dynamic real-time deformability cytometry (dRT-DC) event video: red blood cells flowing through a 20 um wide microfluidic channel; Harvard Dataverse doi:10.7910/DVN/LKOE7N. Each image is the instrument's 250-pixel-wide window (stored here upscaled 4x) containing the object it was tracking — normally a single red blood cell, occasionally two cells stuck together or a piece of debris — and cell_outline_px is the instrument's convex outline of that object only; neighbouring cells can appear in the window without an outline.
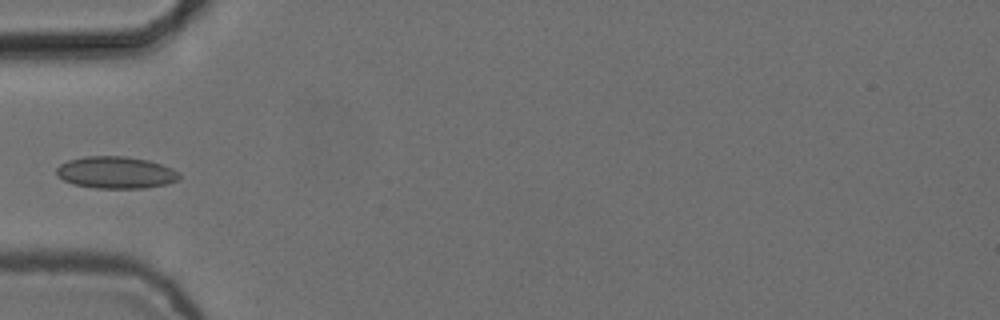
{"species": "common noctule bat (a hibernating species)", "species_latin": "Nyctalus noctula", "temperature_condition": "cold", "stored_images_in_passage": 6, "camera_frame_rate_fps": 3000, "um_per_image_px": 0.085, "animal": {"sex": "female", "body_mass_g": 24.6, "forearm_length_mm": 56.2}, "frame": {"image": 1, "passage_image": 6, "time_ms": 1.667, "image_size_px": [1000, 320], "cell_outline_px": [[180, 176], [176, 180], [164, 184], [144, 188], [96, 188], [72, 184], [56, 176], [56, 168], [60, 164], [68, 160], [84, 156], [124, 156], [148, 160], [172, 168]], "centroid_in_image_um": [9.78, 14.66], "position_along_channel_um": 75.2, "area_um2": 22.77}}